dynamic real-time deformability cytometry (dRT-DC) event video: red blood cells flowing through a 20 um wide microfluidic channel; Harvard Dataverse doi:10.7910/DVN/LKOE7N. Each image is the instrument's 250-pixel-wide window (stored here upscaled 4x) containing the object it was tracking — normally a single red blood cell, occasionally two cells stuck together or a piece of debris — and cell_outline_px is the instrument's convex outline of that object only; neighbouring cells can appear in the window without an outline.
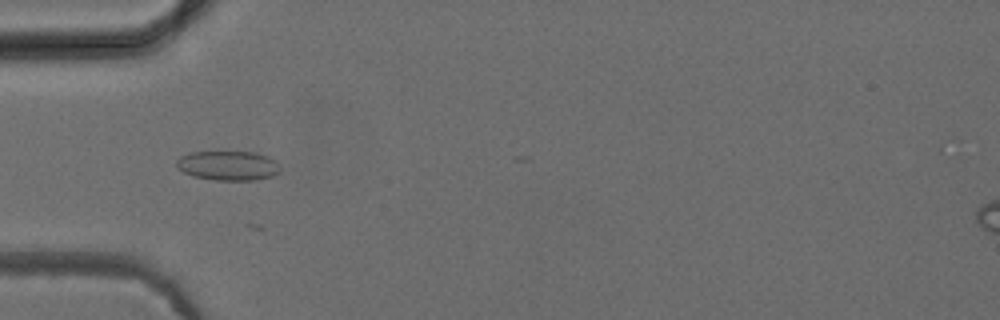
{"species": "common noctule bat (a hibernating species)", "species_latin": "Nyctalus noctula", "temperature_condition": "cold", "stored_images_in_passage": 19, "camera_frame_rate_fps": 3000, "um_per_image_px": 0.085, "animal": {"sex": "female", "body_mass_g": 24.6, "forearm_length_mm": 56.2}, "frame": {"image": 1, "passage_image": 9, "time_ms": 2.667, "image_size_px": [1000, 320], "cell_outline_px": [[280, 172], [272, 176], [256, 180], [216, 180], [192, 176], [176, 168], [176, 160], [180, 156], [188, 152], [256, 152], [268, 156], [276, 160], [280, 164]], "centroid_in_image_um": [19.4, 14.07], "position_along_channel_um": 65.6, "area_um2": 18.09}}
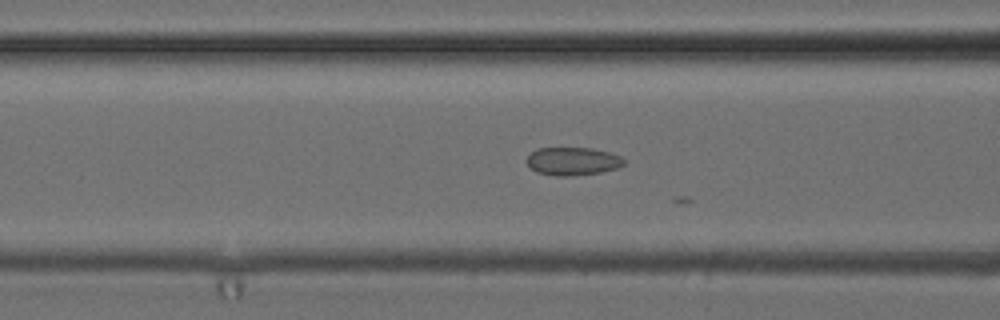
{"frame": {"image": 2, "passage_image": 13, "time_ms": 4.0, "image_size_px": [1000, 320], "cell_outline_px": [[628, 160], [620, 168], [600, 172], [572, 176], [556, 176], [536, 172], [524, 160], [536, 148], [592, 148], [608, 152], [620, 156]], "centroid_in_image_um": [48.7, 13.71], "position_along_channel_um": 117.9, "area_um2": 16.07}}